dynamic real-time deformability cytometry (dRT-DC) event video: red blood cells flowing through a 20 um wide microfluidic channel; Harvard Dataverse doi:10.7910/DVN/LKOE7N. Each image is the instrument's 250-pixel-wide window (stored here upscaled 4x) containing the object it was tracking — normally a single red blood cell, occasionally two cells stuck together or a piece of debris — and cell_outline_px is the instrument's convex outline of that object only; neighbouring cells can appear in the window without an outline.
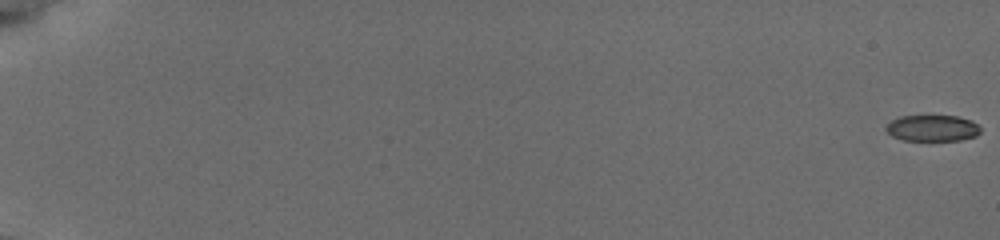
{"species": "common noctule bat (a hibernating species)", "species_latin": "Nyctalus noctula", "temperature_condition": "cold", "stored_images_in_passage": 57, "camera_frame_rate_fps": 3000, "um_per_image_px": 0.085, "animal": {"sex": "female", "body_mass_g": 19.5, "forearm_length_mm": 54.1}, "frame": {"image": 1, "passage_image": 1, "time_ms": 0.0, "image_size_px": [1000, 240], "cell_outline_px": [[980, 132], [976, 136], [960, 140], [904, 140], [892, 136], [884, 128], [892, 120], [900, 116], [956, 116], [972, 120], [980, 128]], "centroid_in_image_um": [79.26, 10.89], "position_along_channel_um": 5.7, "area_um2": 14.33}}
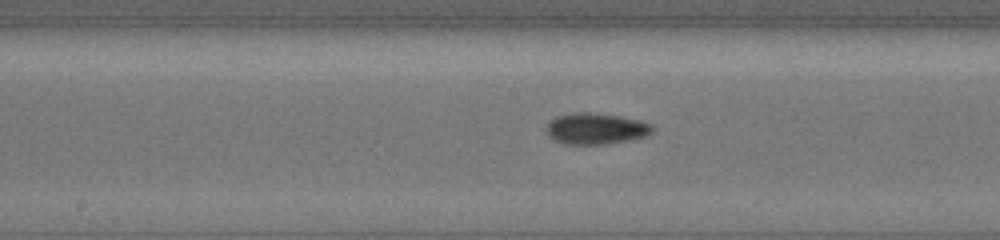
{"frame": {"image": 2, "passage_image": 33, "time_ms": 10.667, "image_size_px": [1000, 240], "cell_outline_px": [[652, 132], [644, 136], [628, 140], [608, 144], [564, 144], [548, 136], [544, 128], [548, 120], [556, 116], [572, 112], [588, 112], [620, 116], [640, 120], [652, 124]], "centroid_in_image_um": [50.58, 10.92], "position_along_channel_um": 197.6, "area_um2": 19.48}}
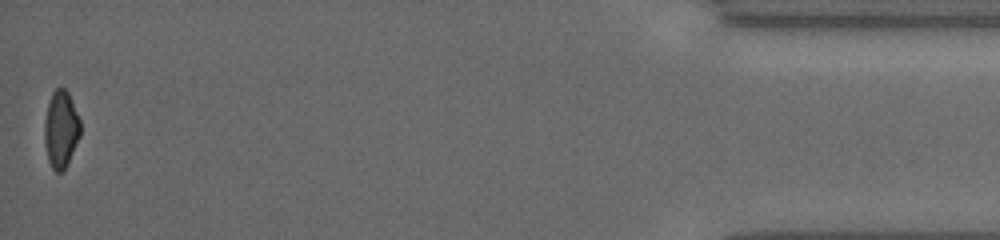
{"frame": {"image": 3, "passage_image": 57, "time_ms": 18.667, "image_size_px": [1000, 240], "cell_outline_px": [[80, 136], [68, 164], [60, 172], [56, 172], [52, 168], [48, 160], [44, 140], [44, 120], [48, 104], [52, 92], [56, 88], [64, 88], [68, 92], [80, 120]], "centroid_in_image_um": [5.17, 10.99], "position_along_channel_um": 430.0, "area_um2": 16.13}, "authors_computed_cell_mechanics": {"area_um2": 16.7042, "velocity_mm_per_s": 3.8453, "shape_relaxation_time_tau1_ms": 4.8015, "shape_relaxation_time_tau2_ms": null, "deformation_change_tau1": 0.1025, "deformation_change_tau2": null}}